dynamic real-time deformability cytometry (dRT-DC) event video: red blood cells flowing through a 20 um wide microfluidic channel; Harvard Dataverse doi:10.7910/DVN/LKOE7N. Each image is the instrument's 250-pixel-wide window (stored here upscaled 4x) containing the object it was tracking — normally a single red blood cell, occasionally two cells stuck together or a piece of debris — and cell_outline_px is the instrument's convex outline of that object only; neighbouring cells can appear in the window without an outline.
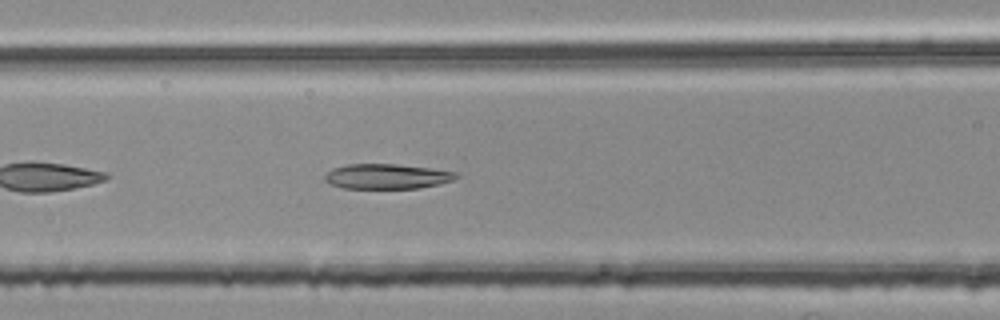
{"species": "common noctule bat (a hibernating species)", "species_latin": "Nyctalus noctula", "temperature_condition": "room temperature", "stored_images_in_passage": 31, "camera_frame_rate_fps": 3000, "um_per_image_px": 0.085, "animal": {"sex": "female", "body_mass_g": 25.1}, "frame": {"image": 1, "passage_image": 8, "time_ms": 2.333, "image_size_px": [1000, 320], "cell_outline_px": [[460, 176], [452, 180], [440, 184], [420, 188], [344, 188], [328, 184], [324, 180], [324, 176], [332, 168], [348, 164], [396, 164], [428, 168], [456, 172]], "centroid_in_image_um": [32.86, 15.0], "position_along_channel_um": 133.7, "area_um2": 19.13}}
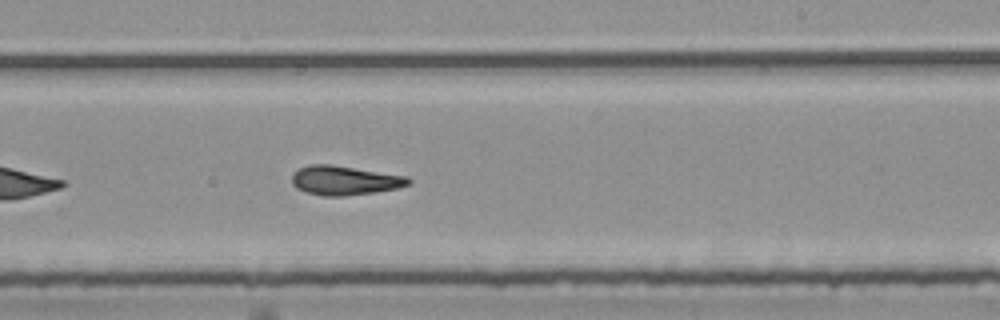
{"frame": {"image": 2, "passage_image": 18, "time_ms": 5.667, "image_size_px": [1000, 320], "cell_outline_px": [[412, 180], [408, 184], [396, 188], [376, 192], [344, 196], [324, 196], [308, 192], [296, 188], [292, 184], [292, 172], [308, 164], [328, 164], [408, 176]], "centroid_in_image_um": [29.27, 15.33], "position_along_channel_um": 259.7, "area_um2": 19.77}}
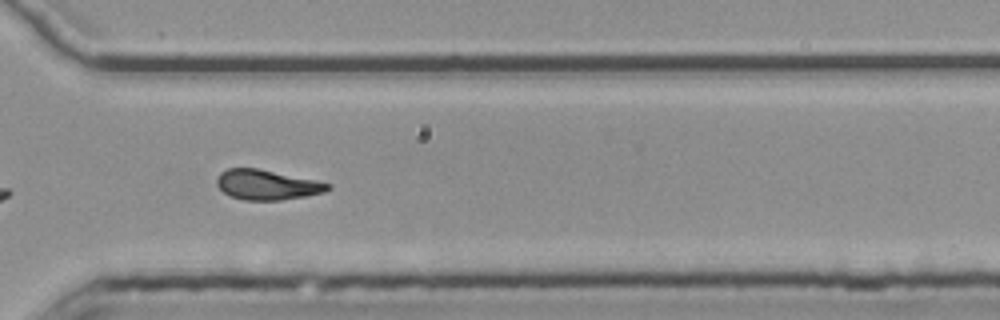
{"frame": {"image": 3, "passage_image": 25, "time_ms": 8.0, "image_size_px": [1000, 320], "cell_outline_px": [[332, 188], [324, 192], [304, 196], [280, 200], [244, 200], [228, 196], [216, 184], [216, 180], [220, 172], [228, 168], [256, 168], [316, 180], [332, 184]], "centroid_in_image_um": [22.68, 15.71], "position_along_channel_um": 347.9, "area_um2": 19.36}, "authors_computed_cell_mechanics": {"area_um2": 19.5942, "velocity_mm_per_s": 3.7918, "shape_relaxation_time_tau1_ms": 8.8368, "shape_relaxation_time_tau2_ms": 6.4816, "deformation_change_tau1": 0.2257, "deformation_change_tau2": 0.1632}}